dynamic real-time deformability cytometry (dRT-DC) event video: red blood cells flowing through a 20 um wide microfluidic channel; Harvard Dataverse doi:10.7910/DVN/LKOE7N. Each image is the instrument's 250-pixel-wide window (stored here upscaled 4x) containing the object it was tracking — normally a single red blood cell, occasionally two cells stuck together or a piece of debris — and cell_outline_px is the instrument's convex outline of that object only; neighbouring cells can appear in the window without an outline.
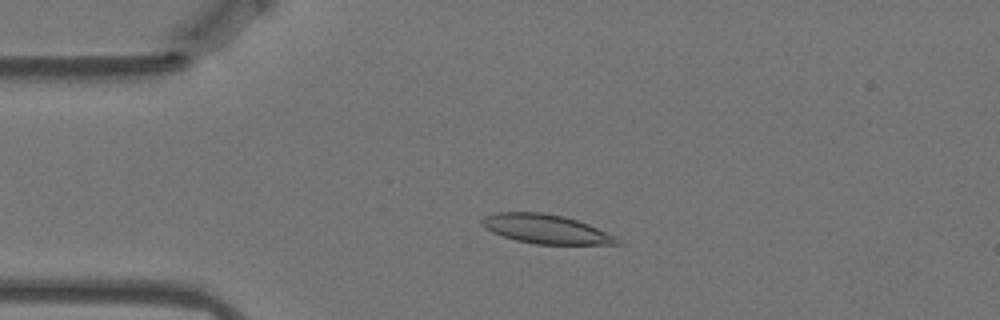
{"species": "Egyptian fruit bat (a non-hibernating species)", "species_latin": "Rousettus aegyptiacus", "temperature_condition": "warm", "stored_images_in_passage": 58, "camera_frame_rate_fps": 3000, "um_per_image_px": 0.085, "animal": {"sex": "female"}, "frame": {"image": 1, "passage_image": 13, "time_ms": 4.0, "image_size_px": [1000, 320], "cell_outline_px": [[624, 244], [536, 244], [516, 240], [492, 232], [484, 228], [480, 224], [480, 220], [484, 216], [496, 212], [544, 212], [564, 216], [588, 224], [616, 236], [624, 240]], "centroid_in_image_um": [46.41, 19.46], "position_along_channel_um": 38.6, "area_um2": 23.12}}
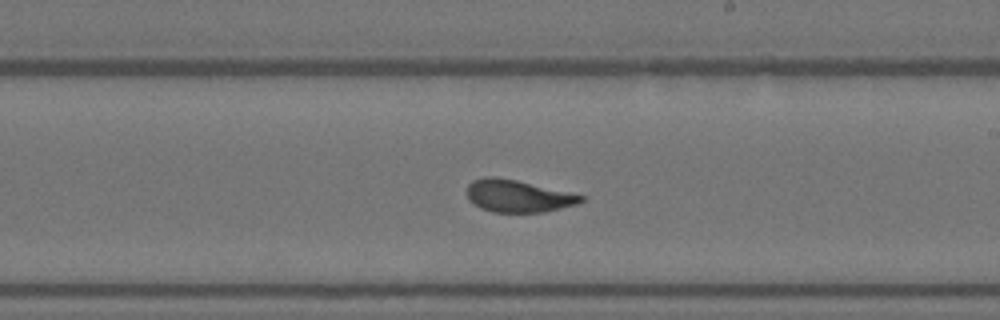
{"frame": {"image": 2, "passage_image": 33, "time_ms": 10.667, "image_size_px": [1000, 320], "cell_outline_px": [[584, 200], [576, 204], [544, 212], [492, 212], [480, 208], [468, 196], [468, 184], [472, 180], [484, 176], [496, 176], [516, 180], [584, 196]], "centroid_in_image_um": [44.0, 16.65], "position_along_channel_um": 245.0, "area_um2": 21.1}}
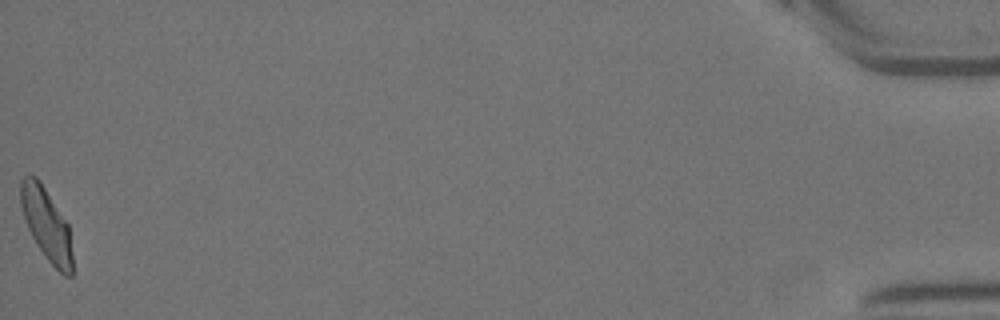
{"frame": {"image": 3, "passage_image": 58, "time_ms": 19.0, "image_size_px": [1000, 320], "cell_outline_px": [[76, 272], [72, 276], [64, 276], [48, 260], [36, 244], [28, 228], [20, 204], [20, 180], [28, 172], [36, 176], [40, 180], [68, 224]], "centroid_in_image_um": [3.98, 19.09], "position_along_channel_um": 431.2, "area_um2": 22.25}, "authors_computed_cell_mechanics": {"area_um2": 22.2241, "velocity_mm_per_s": 3.4797, "shape_relaxation_time_tau1_ms": 4.2227, "shape_relaxation_time_tau2_ms": 1.2767, "deformation_change_tau1": 0.1507, "deformation_change_tau2": 0.0799}}